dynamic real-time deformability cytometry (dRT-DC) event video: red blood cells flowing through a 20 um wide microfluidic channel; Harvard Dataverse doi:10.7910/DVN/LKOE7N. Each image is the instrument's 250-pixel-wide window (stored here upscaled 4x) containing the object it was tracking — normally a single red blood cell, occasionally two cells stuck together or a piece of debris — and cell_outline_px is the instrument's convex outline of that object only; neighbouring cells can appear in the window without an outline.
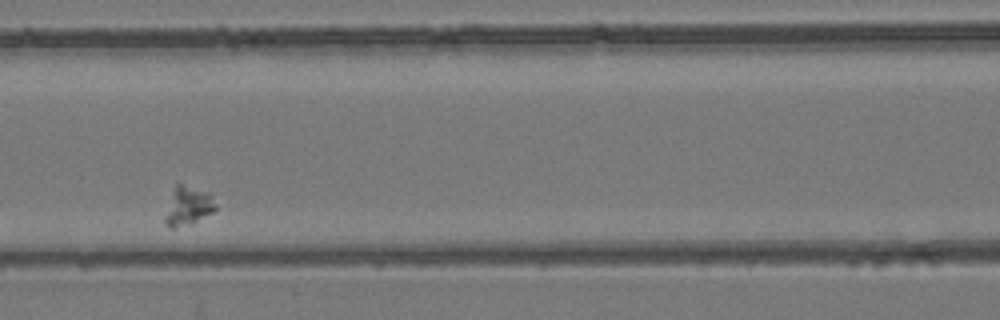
{"species": "common noctule bat (a hibernating species)", "species_latin": "Nyctalus noctula", "temperature_condition": "room temperature", "stored_images_in_passage": 6, "camera_frame_rate_fps": 3000, "um_per_image_px": 0.085, "animal": {"sex": "female", "body_mass_g": 24.6, "forearm_length_mm": 56.2}, "frame": {"image": 1, "passage_image": 4, "time_ms": 3.333, "image_size_px": [1000, 320], "cell_outline_px": [[216, 208], [212, 212], [196, 220], [172, 228], [164, 224], [164, 216], [176, 184], [180, 184], [208, 192], [212, 196], [216, 204]], "centroid_in_image_um": [15.97, 17.5], "position_along_channel_um": 150.6, "area_um2": 10.87}}
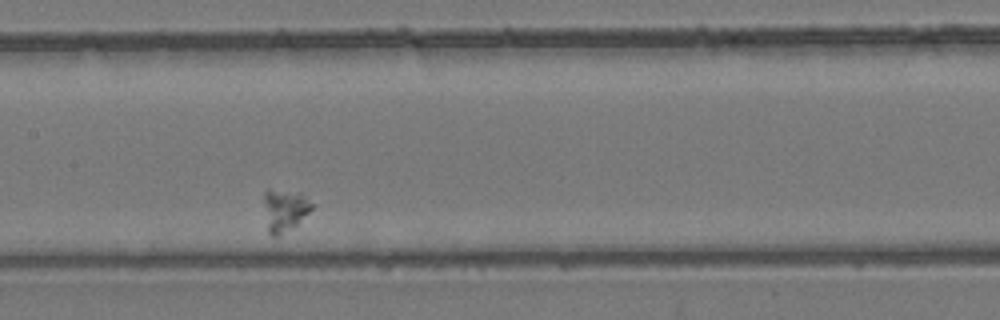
{"frame": {"image": 2, "passage_image": 5, "time_ms": 4.333, "image_size_px": [1000, 320], "cell_outline_px": [[312, 208], [296, 224], [280, 236], [272, 236], [268, 232], [264, 200], [264, 192], [268, 188], [300, 192], [312, 204]], "centroid_in_image_um": [24.16, 17.83], "position_along_channel_um": 183.2, "area_um2": 11.62}}
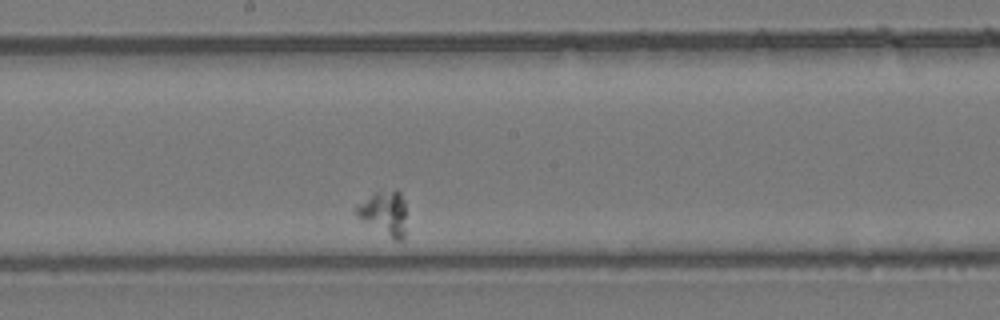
{"frame": {"image": 3, "passage_image": 6, "time_ms": 5.333, "image_size_px": [1000, 320], "cell_outline_px": [[404, 236], [400, 240], [396, 240], [356, 216], [352, 208], [356, 204], [380, 188], [396, 188], [400, 192], [404, 200]], "centroid_in_image_um": [32.61, 18.0], "position_along_channel_um": 215.6, "area_um2": 13.01}}